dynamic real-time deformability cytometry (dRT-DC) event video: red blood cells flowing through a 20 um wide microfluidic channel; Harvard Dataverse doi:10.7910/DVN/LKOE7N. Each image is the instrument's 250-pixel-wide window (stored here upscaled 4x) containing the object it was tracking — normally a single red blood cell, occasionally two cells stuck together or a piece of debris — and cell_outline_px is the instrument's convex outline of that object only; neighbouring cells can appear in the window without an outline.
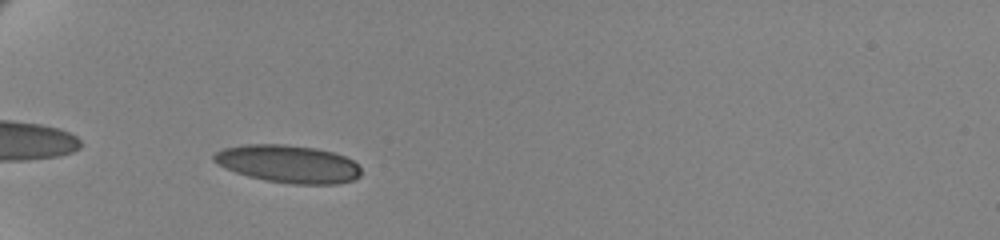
{"species": "human", "species_latin": "Homo sapiens", "temperature_condition": "cold", "stored_images_in_passage": 42, "camera_frame_rate_fps": 3000, "um_per_image_px": 0.085, "donor": {"sex": "female"}, "frame": {"image": 1, "passage_image": 3, "time_ms": 0.667, "image_size_px": [1000, 240], "cell_outline_px": [[360, 176], [352, 180], [336, 184], [292, 184], [264, 180], [248, 176], [224, 168], [212, 160], [212, 156], [216, 152], [224, 148], [244, 144], [284, 144], [316, 148], [332, 152], [344, 156], [352, 160], [360, 168]], "centroid_in_image_um": [24.47, 13.93], "position_along_channel_um": 60.5, "area_um2": 32.37}}
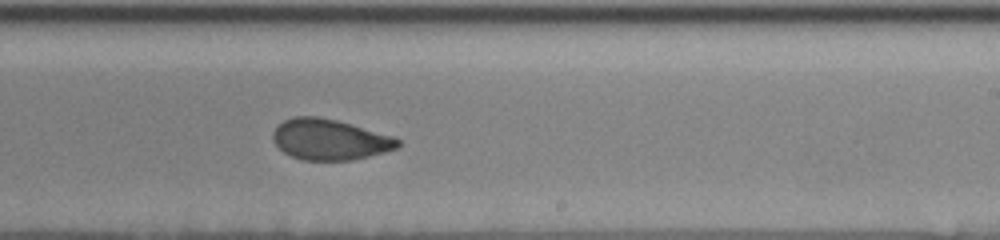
{"frame": {"image": 2, "passage_image": 22, "time_ms": 7.0, "image_size_px": [1000, 240], "cell_outline_px": [[400, 144], [396, 148], [384, 152], [352, 160], [304, 160], [292, 156], [284, 152], [272, 140], [272, 132], [284, 120], [296, 116], [316, 116], [336, 120], [392, 136], [400, 140]], "centroid_in_image_um": [28.0, 11.86], "position_along_channel_um": 261.0, "area_um2": 29.3}}
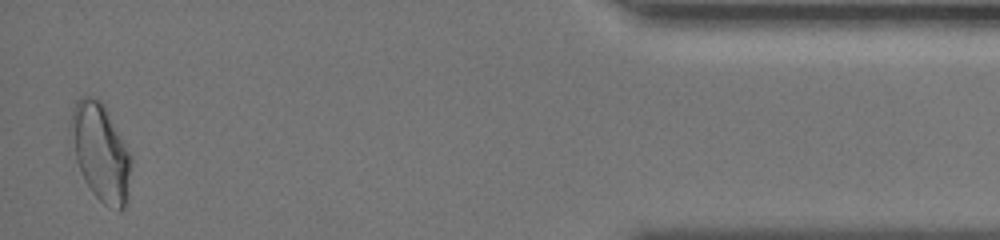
{"frame": {"image": 3, "passage_image": 41, "time_ms": 13.333, "image_size_px": [1000, 240], "cell_outline_px": [[132, 160], [128, 200], [124, 208], [120, 212], [116, 212], [108, 208], [92, 192], [84, 180], [80, 172], [76, 160], [68, 124], [76, 100], [80, 96], [88, 96], [100, 100], [104, 104], [132, 156]], "centroid_in_image_um": [8.57, 12.97], "position_along_channel_um": 426.6, "area_um2": 34.8}, "authors_computed_cell_mechanics": {"area_um2": 30.9808, "velocity_mm_per_s": 3.4669, "shape_relaxation_time_tau1_ms": 6.1913, "shape_relaxation_time_tau2_ms": 1.8517, "deformation_change_tau1": 0.1461, "deformation_change_tau2": 0.0698}}